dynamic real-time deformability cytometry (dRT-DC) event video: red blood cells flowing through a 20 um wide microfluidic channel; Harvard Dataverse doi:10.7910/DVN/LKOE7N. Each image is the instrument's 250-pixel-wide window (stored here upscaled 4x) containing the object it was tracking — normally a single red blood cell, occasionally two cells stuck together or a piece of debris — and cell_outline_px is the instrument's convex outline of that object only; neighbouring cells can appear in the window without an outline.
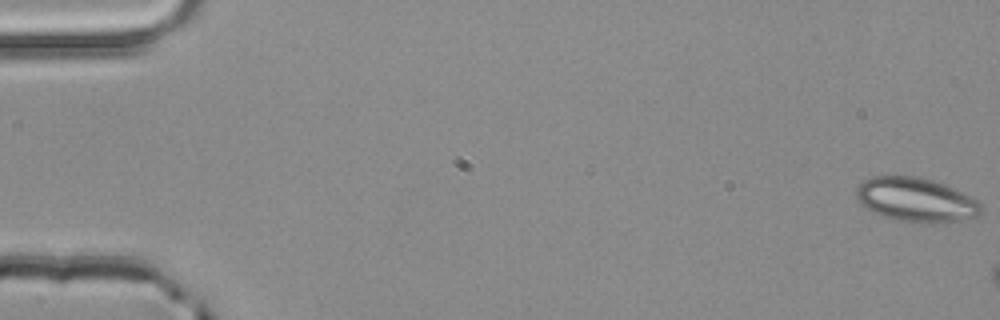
{"species": "common noctule bat (a hibernating species)", "species_latin": "Nyctalus noctula", "temperature_condition": "room temperature", "stored_images_in_passage": 3, "camera_frame_rate_fps": 3000, "um_per_image_px": 0.085, "animal": {"sex": "male", "body_mass_g": 20.4}, "frame": {"image": 1, "passage_image": 1, "time_ms": 0.0, "image_size_px": [1000, 320], "cell_outline_px": [[984, 212], [976, 216], [948, 224], [924, 224], [896, 220], [884, 216], [860, 204], [856, 196], [856, 188], [864, 180], [872, 176], [920, 176], [944, 184], [964, 192], [980, 200], [984, 208]], "centroid_in_image_um": [77.95, 17.0], "position_along_channel_um": 7.0, "area_um2": 32.83}}